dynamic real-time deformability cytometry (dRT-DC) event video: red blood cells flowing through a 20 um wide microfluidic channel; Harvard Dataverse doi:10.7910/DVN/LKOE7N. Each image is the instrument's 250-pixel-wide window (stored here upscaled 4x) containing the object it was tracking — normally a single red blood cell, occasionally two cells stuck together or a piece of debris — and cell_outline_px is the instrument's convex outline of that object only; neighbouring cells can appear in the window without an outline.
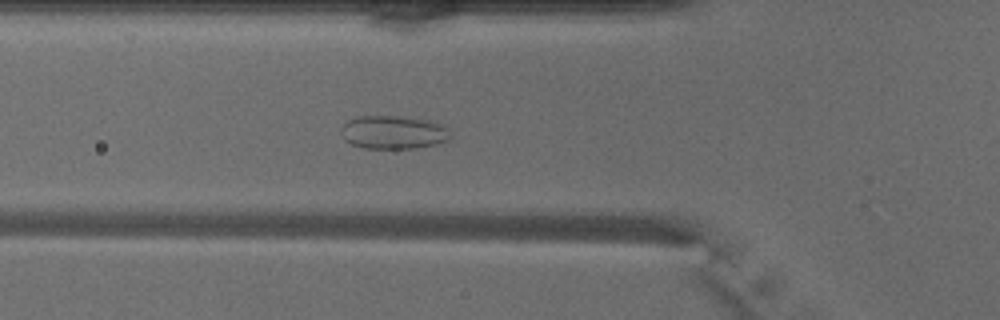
{"species": "common noctule bat (a hibernating species)", "species_latin": "Nyctalus noctula", "temperature_condition": "warm", "stored_images_in_passage": 48, "camera_frame_rate_fps": 3000, "um_per_image_px": 0.085, "animal": {"sex": "male", "body_mass_g": 18.8}, "frame": {"image": 1, "passage_image": 16, "time_ms": 5.0, "image_size_px": [1000, 320], "cell_outline_px": [[452, 136], [448, 140], [436, 144], [416, 148], [364, 148], [352, 144], [344, 140], [340, 132], [340, 128], [348, 120], [356, 116], [396, 116], [428, 120], [440, 124], [448, 128]], "centroid_in_image_um": [33.42, 11.24], "position_along_channel_um": 92.4, "area_um2": 21.33}}
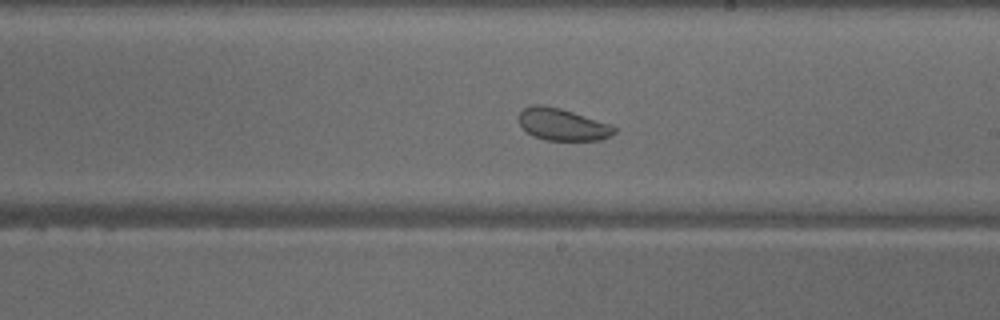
{"frame": {"image": 2, "passage_image": 27, "time_ms": 8.667, "image_size_px": [1000, 320], "cell_outline_px": [[616, 132], [612, 136], [600, 140], [548, 140], [532, 136], [520, 124], [520, 112], [524, 108], [536, 104], [540, 104], [560, 108], [612, 124], [616, 128]], "centroid_in_image_um": [47.86, 10.58], "position_along_channel_um": 241.1, "area_um2": 17.74}}
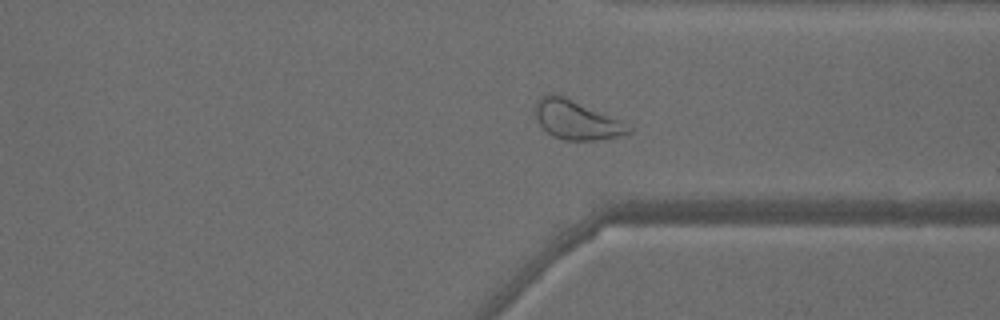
{"frame": {"image": 3, "passage_image": 36, "time_ms": 11.667, "image_size_px": [1000, 320], "cell_outline_px": [[636, 128], [632, 132], [616, 136], [596, 140], [564, 140], [552, 136], [540, 124], [536, 116], [536, 100], [540, 96], [564, 96], [620, 120]], "centroid_in_image_um": [49.04, 10.22], "position_along_channel_um": 362.4, "area_um2": 20.75}, "authors_computed_cell_mechanics": {"area_um2": 23.9003, "velocity_mm_per_s": 4.0449, "shape_relaxation_time_tau1_ms": null, "shape_relaxation_time_tau2_ms": 1.2294, "deformation_change_tau1": null, "deformation_change_tau2": 0.0581}}